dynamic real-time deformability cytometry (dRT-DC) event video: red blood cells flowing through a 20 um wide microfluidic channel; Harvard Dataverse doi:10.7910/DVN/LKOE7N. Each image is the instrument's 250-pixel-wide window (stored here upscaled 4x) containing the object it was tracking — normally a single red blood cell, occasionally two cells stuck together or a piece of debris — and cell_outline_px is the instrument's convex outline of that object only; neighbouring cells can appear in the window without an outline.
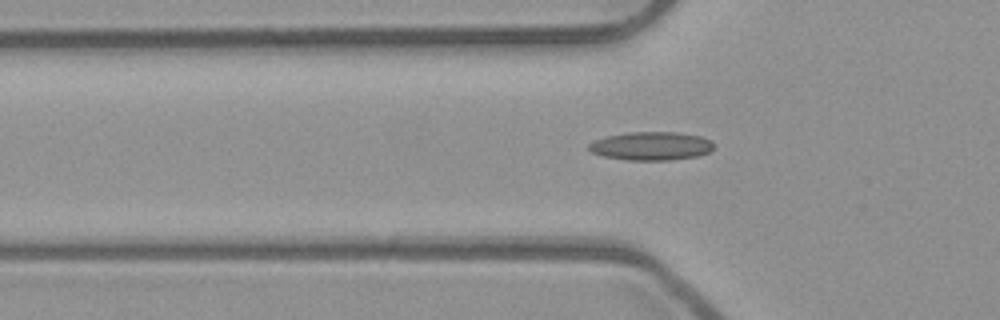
{"species": "common noctule bat (a hibernating species)", "species_latin": "Nyctalus noctula", "temperature_condition": "room temperature", "stored_images_in_passage": 40, "camera_frame_rate_fps": 3000, "um_per_image_px": 0.085, "animal": {"sex": "male", "body_mass_g": 23.1, "forearm_length_mm": 52.7}, "frame": {"image": 1, "passage_image": 12, "time_ms": 3.667, "image_size_px": [1000, 320], "cell_outline_px": [[712, 148], [708, 152], [696, 156], [672, 160], [624, 160], [604, 156], [592, 152], [588, 148], [588, 144], [596, 140], [608, 136], [628, 132], [676, 132], [700, 136], [712, 140]], "centroid_in_image_um": [55.35, 12.41], "position_along_channel_um": 70.5, "area_um2": 20.58}}
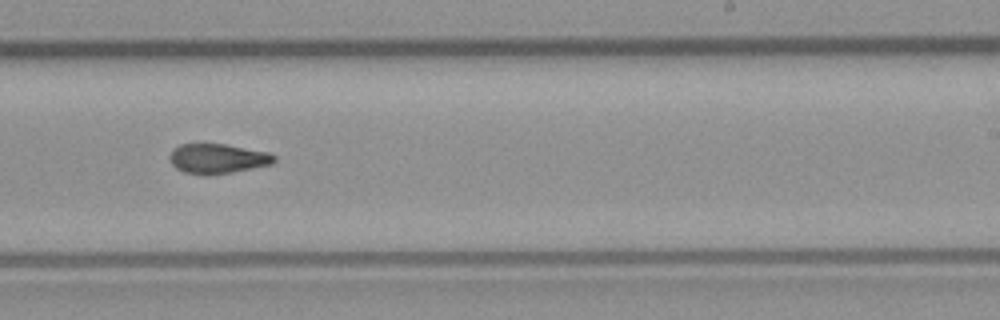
{"frame": {"image": 2, "passage_image": 27, "time_ms": 8.667, "image_size_px": [1000, 320], "cell_outline_px": [[276, 160], [272, 164], [232, 172], [184, 172], [176, 168], [172, 164], [168, 156], [180, 144], [224, 144], [268, 152], [276, 156]], "centroid_in_image_um": [18.53, 13.44], "position_along_channel_um": 270.5, "area_um2": 17.4}}
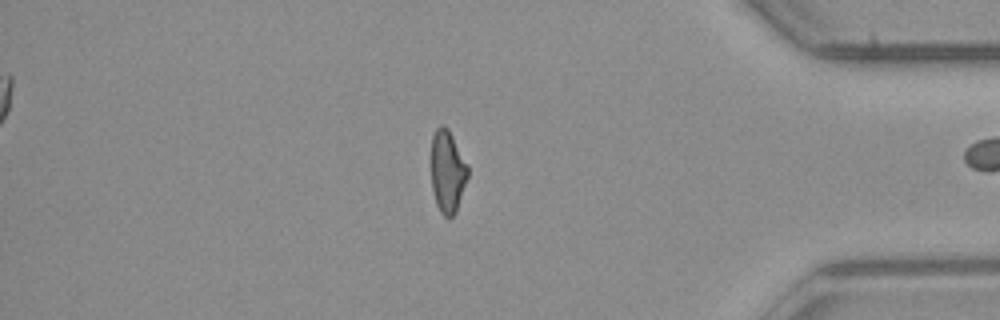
{"frame": {"image": 3, "passage_image": 39, "time_ms": 12.667, "image_size_px": [1000, 320], "cell_outline_px": [[468, 176], [456, 212], [448, 220], [440, 212], [436, 204], [432, 188], [432, 136], [436, 128], [440, 124], [444, 124], [448, 128], [468, 164]], "centroid_in_image_um": [38.04, 14.58], "position_along_channel_um": 397.2, "area_um2": 17.69}}